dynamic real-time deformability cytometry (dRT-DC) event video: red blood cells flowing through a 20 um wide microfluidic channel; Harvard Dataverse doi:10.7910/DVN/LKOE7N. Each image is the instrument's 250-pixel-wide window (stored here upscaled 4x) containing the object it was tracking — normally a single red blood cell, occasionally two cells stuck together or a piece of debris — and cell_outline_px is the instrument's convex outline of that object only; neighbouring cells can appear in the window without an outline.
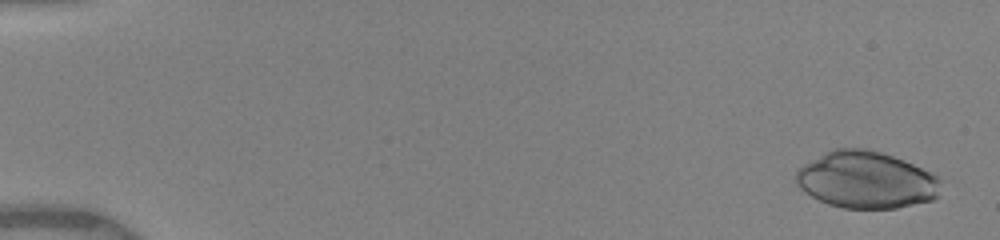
{"species": "human", "species_latin": "Homo sapiens", "temperature_condition": "warm", "stored_images_in_passage": 16, "camera_frame_rate_fps": 3000, "um_per_image_px": 0.085, "donor": {"sex": "female"}, "frame": {"image": 1, "passage_image": 2, "time_ms": 0.333, "image_size_px": [1000, 240], "cell_outline_px": [[940, 180], [936, 196], [932, 200], [896, 208], [844, 208], [828, 204], [804, 192], [796, 184], [796, 172], [804, 164], [824, 152], [832, 148], [868, 148], [904, 160], [940, 176]], "centroid_in_image_um": [73.6, 15.28], "position_along_channel_um": 11.4, "area_um2": 47.92}}
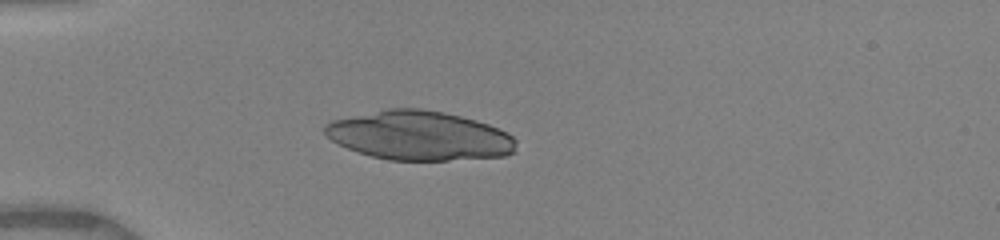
{"frame": {"image": 2, "passage_image": 12, "time_ms": 4.667, "image_size_px": [1000, 240], "cell_outline_px": [[516, 152], [504, 156], [448, 160], [388, 160], [372, 156], [348, 148], [324, 136], [324, 124], [332, 120], [388, 108], [420, 108], [444, 112], [476, 120], [488, 124], [508, 132], [516, 140]], "centroid_in_image_um": [35.65, 11.52], "position_along_channel_um": 49.3, "area_um2": 54.91}}